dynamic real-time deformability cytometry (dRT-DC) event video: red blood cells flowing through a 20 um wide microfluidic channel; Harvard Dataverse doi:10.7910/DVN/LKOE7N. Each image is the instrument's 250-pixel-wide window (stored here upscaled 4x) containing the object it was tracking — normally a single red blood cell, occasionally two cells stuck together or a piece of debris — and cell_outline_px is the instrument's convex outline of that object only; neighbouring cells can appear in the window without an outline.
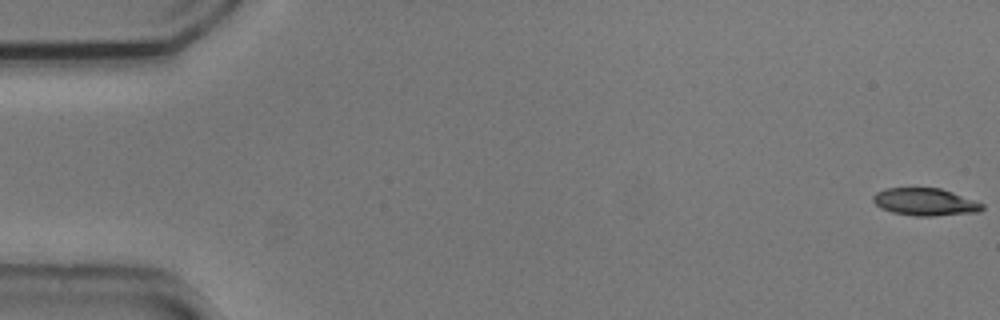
{"species": "common noctule bat (a hibernating species)", "species_latin": "Nyctalus noctula", "temperature_condition": "cold", "stored_images_in_passage": 50, "camera_frame_rate_fps": 3000, "um_per_image_px": 0.085, "animal": {"sex": "male", "body_mass_g": 20.5, "forearm_length_mm": 52.5}, "frame": {"image": 1, "passage_image": 1, "time_ms": 0.0, "image_size_px": [1000, 320], "cell_outline_px": [[984, 208], [980, 212], [932, 216], [916, 216], [892, 212], [880, 208], [872, 200], [872, 196], [876, 192], [884, 188], [940, 188], [952, 192], [984, 204]], "centroid_in_image_um": [78.62, 17.16], "position_along_channel_um": 6.4, "area_um2": 17.46}}
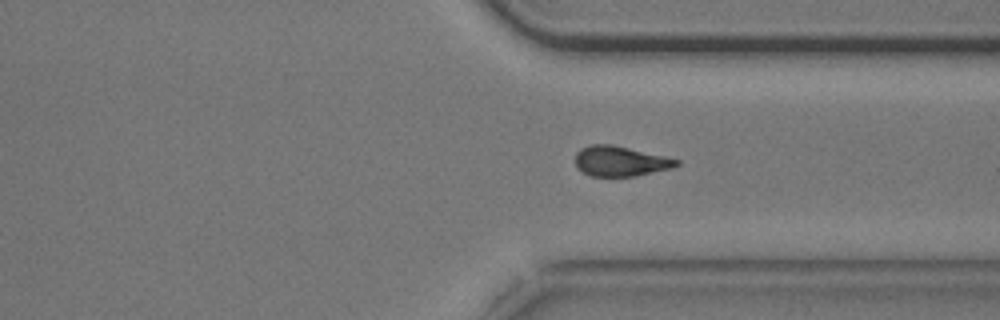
{"frame": {"image": 2, "passage_image": 41, "time_ms": 13.333, "image_size_px": [1000, 320], "cell_outline_px": [[680, 164], [672, 168], [636, 176], [592, 176], [576, 168], [576, 152], [580, 148], [592, 144], [612, 144], [664, 156], [680, 160]], "centroid_in_image_um": [52.72, 13.7], "position_along_channel_um": 358.7, "area_um2": 17.74}}
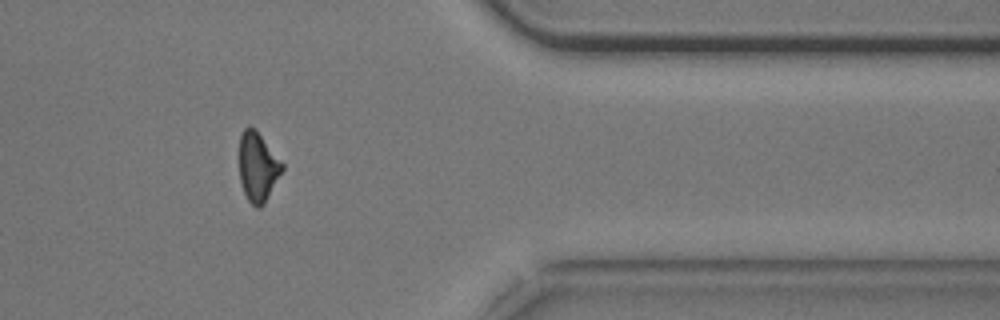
{"frame": {"image": 3, "passage_image": 45, "time_ms": 14.667, "image_size_px": [1000, 320], "cell_outline_px": [[284, 168], [264, 204], [260, 208], [256, 208], [248, 200], [244, 192], [240, 180], [240, 136], [244, 128], [248, 124], [256, 128], [284, 164]], "centroid_in_image_um": [21.92, 14.15], "position_along_channel_um": 389.5, "area_um2": 17.4}}